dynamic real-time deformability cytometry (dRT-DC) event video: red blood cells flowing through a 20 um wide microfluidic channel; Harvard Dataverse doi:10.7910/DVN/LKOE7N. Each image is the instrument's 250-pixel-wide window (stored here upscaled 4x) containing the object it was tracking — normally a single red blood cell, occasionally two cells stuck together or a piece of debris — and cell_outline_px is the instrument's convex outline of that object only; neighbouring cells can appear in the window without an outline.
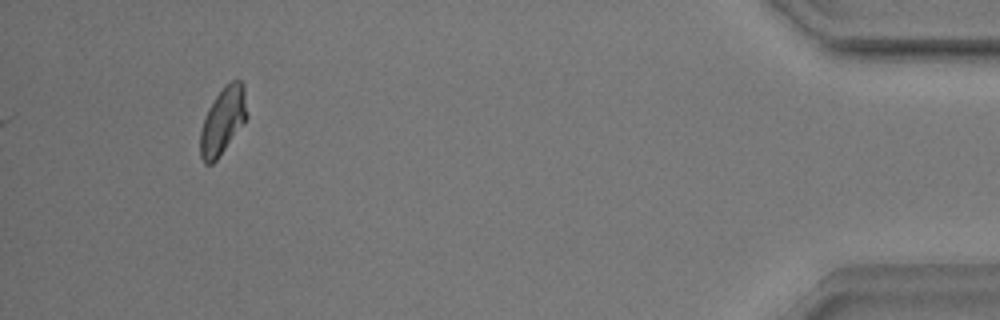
{"species": "common noctule bat (a hibernating species)", "species_latin": "Nyctalus noctula", "temperature_condition": "warm", "stored_images_in_passage": 36, "camera_frame_rate_fps": 3000, "um_per_image_px": 0.085, "animal": {"sex": "male", "body_mass_g": 17.9}, "frame": {"image": 1, "passage_image": 36, "time_ms": 11.667, "image_size_px": [1000, 320], "cell_outline_px": [[248, 116], [216, 160], [212, 164], [204, 164], [200, 156], [200, 128], [208, 108], [224, 84], [232, 80], [240, 80], [244, 84]], "centroid_in_image_um": [18.93, 10.24], "position_along_channel_um": 416.3, "area_um2": 18.15}, "authors_computed_cell_mechanics": {"area_um2": 18.207, "velocity_mm_per_s": 3.8763, "shape_relaxation_time_tau1_ms": null, "shape_relaxation_time_tau2_ms": 5.1014, "deformation_change_tau1": null, "deformation_change_tau2": 0.101}}